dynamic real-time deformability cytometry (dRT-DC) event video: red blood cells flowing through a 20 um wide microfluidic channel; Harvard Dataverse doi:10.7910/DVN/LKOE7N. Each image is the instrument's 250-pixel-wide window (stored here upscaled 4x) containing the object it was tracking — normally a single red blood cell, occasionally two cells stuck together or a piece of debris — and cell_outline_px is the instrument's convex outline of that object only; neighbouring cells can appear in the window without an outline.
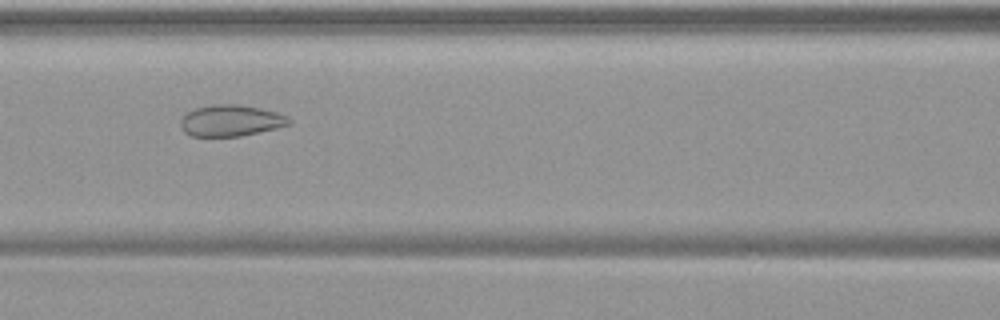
{"species": "common noctule bat (a hibernating species)", "species_latin": "Nyctalus noctula", "temperature_condition": "warm", "stored_images_in_passage": 55, "camera_frame_rate_fps": 3000, "um_per_image_px": 0.085, "animal": {"sex": "female", "body_mass_g": 19.9}, "frame": {"image": 1, "passage_image": 25, "time_ms": 8.0, "image_size_px": [1000, 320], "cell_outline_px": [[292, 124], [276, 128], [240, 136], [192, 136], [184, 132], [180, 124], [180, 120], [188, 112], [196, 108], [212, 104], [236, 104], [260, 108], [276, 112], [288, 116], [292, 120]], "centroid_in_image_um": [19.64, 10.25], "position_along_channel_um": 147.0, "area_um2": 19.77}}
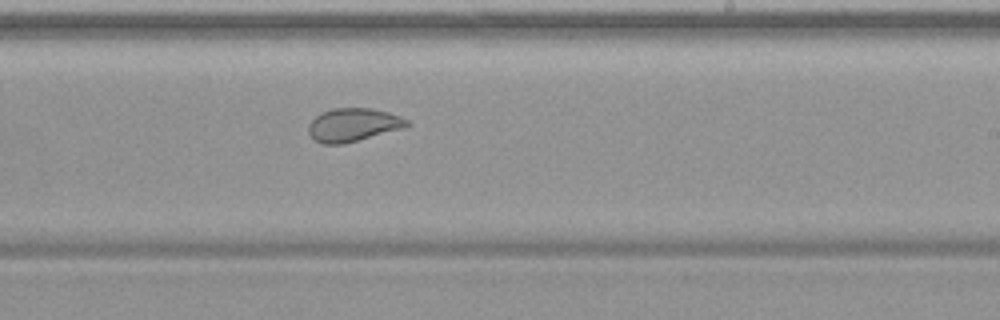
{"frame": {"image": 2, "passage_image": 34, "time_ms": 11.0, "image_size_px": [1000, 320], "cell_outline_px": [[412, 124], [404, 128], [344, 144], [320, 144], [312, 140], [308, 132], [308, 124], [320, 112], [332, 108], [372, 108], [388, 112], [400, 116], [408, 120]], "centroid_in_image_um": [29.99, 10.62], "position_along_channel_um": 259.0, "area_um2": 19.42}}
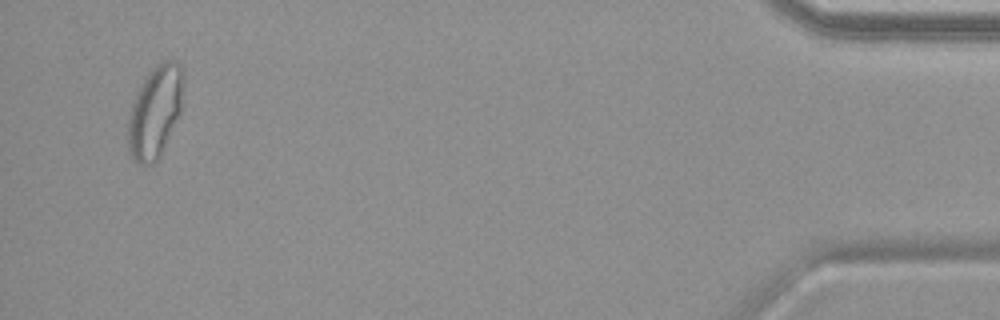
{"frame": {"image": 3, "passage_image": 53, "time_ms": 17.333, "image_size_px": [1000, 320], "cell_outline_px": [[184, 76], [180, 112], [164, 148], [160, 156], [152, 164], [136, 164], [132, 160], [128, 152], [128, 116], [136, 92], [144, 76], [156, 64], [164, 60], [176, 60], [184, 68]], "centroid_in_image_um": [13.17, 9.47], "position_along_channel_um": 422.0, "area_um2": 30.11}, "authors_computed_cell_mechanics": {"area_um2": 26.0678, "velocity_mm_per_s": 3.7627, "shape_relaxation_time_tau1_ms": null, "shape_relaxation_time_tau2_ms": 0.7575, "deformation_change_tau1": null, "deformation_change_tau2": 0.0583}}